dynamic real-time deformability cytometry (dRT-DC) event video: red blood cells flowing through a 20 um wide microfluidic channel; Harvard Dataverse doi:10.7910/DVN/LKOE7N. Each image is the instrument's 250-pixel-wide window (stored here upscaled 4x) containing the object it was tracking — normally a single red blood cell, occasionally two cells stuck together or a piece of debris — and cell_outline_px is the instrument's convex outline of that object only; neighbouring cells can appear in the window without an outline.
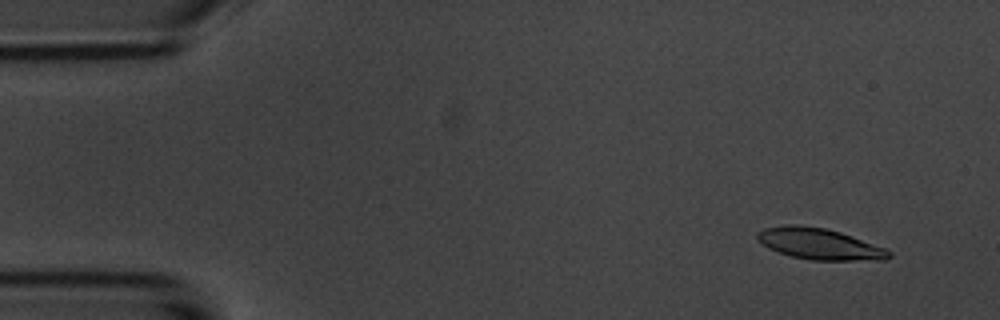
{"species": "common noctule bat (a hibernating species)", "species_latin": "Nyctalus noctula", "temperature_condition": "room temperature", "stored_images_in_passage": 53, "camera_frame_rate_fps": 3000, "um_per_image_px": 0.085, "animal": {"sex": "male", "body_mass_g": 20.1, "forearm_length_mm": 53.5}, "frame": {"image": 1, "passage_image": 4, "time_ms": 1.0, "image_size_px": [1000, 320], "cell_outline_px": [[892, 256], [884, 260], [812, 260], [792, 256], [768, 248], [756, 240], [756, 232], [764, 228], [788, 224], [796, 224], [824, 228], [840, 232], [852, 236], [884, 248], [892, 252]], "centroid_in_image_um": [69.62, 20.72], "position_along_channel_um": 15.4, "area_um2": 23.87}}
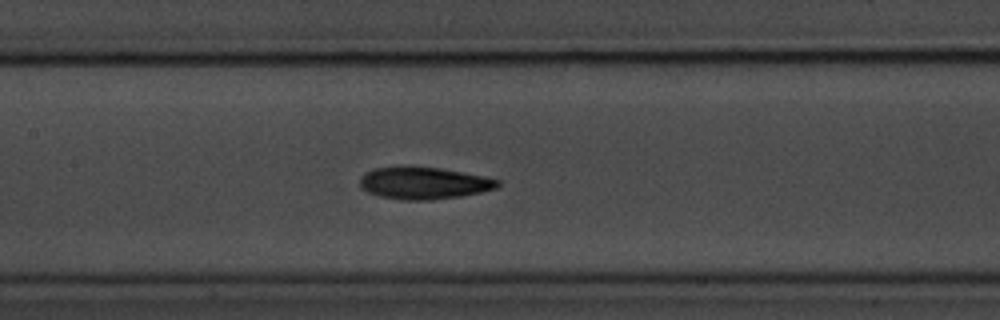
{"frame": {"image": 2, "passage_image": 25, "time_ms": 8.0, "image_size_px": [1000, 320], "cell_outline_px": [[500, 184], [496, 188], [480, 192], [460, 196], [428, 200], [404, 200], [380, 196], [368, 192], [360, 188], [360, 176], [364, 172], [376, 168], [400, 164], [412, 164], [440, 168], [484, 176], [500, 180]], "centroid_in_image_um": [35.96, 15.52], "position_along_channel_um": 171.4, "area_um2": 26.36}}
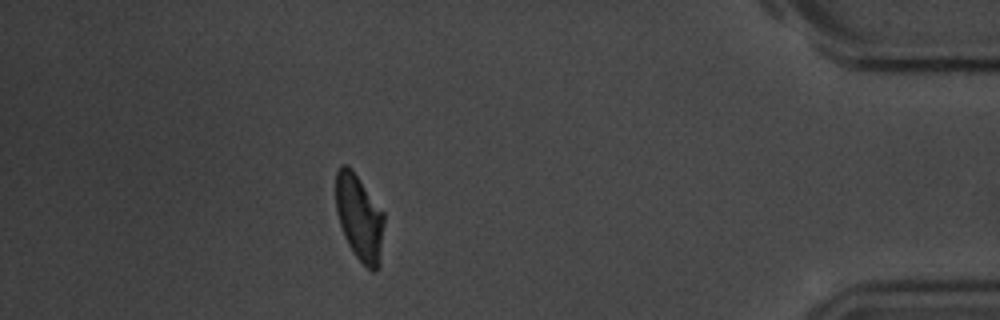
{"frame": {"image": 3, "passage_image": 48, "time_ms": 15.667, "image_size_px": [1000, 320], "cell_outline_px": [[384, 224], [380, 264], [376, 272], [372, 272], [352, 252], [344, 236], [336, 212], [336, 172], [340, 164], [348, 164], [352, 168], [384, 212]], "centroid_in_image_um": [30.55, 18.48], "position_along_channel_um": 404.6, "area_um2": 24.51}}